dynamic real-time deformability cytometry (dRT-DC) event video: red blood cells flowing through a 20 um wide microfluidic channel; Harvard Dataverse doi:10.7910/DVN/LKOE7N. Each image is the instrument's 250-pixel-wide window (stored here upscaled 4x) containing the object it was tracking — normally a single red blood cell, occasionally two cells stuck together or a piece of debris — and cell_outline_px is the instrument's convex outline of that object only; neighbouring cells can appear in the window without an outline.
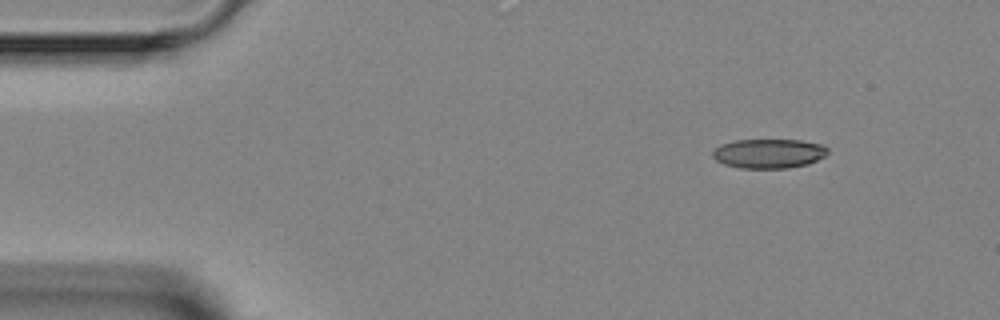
{"species": "Egyptian fruit bat (a non-hibernating species)", "species_latin": "Rousettus aegyptiacus", "temperature_condition": "room temperature", "stored_images_in_passage": 3, "camera_frame_rate_fps": 3000, "um_per_image_px": 0.085, "animal": {"sex": "female"}, "frame": {"image": 1, "passage_image": 1, "time_ms": 0.0, "image_size_px": [1000, 320], "cell_outline_px": [[828, 152], [824, 156], [808, 164], [788, 168], [740, 168], [724, 164], [716, 160], [712, 156], [712, 152], [720, 144], [736, 140], [800, 140], [824, 144], [828, 148]], "centroid_in_image_um": [65.35, 13.04], "position_along_channel_um": 19.6, "area_um2": 19.77}}